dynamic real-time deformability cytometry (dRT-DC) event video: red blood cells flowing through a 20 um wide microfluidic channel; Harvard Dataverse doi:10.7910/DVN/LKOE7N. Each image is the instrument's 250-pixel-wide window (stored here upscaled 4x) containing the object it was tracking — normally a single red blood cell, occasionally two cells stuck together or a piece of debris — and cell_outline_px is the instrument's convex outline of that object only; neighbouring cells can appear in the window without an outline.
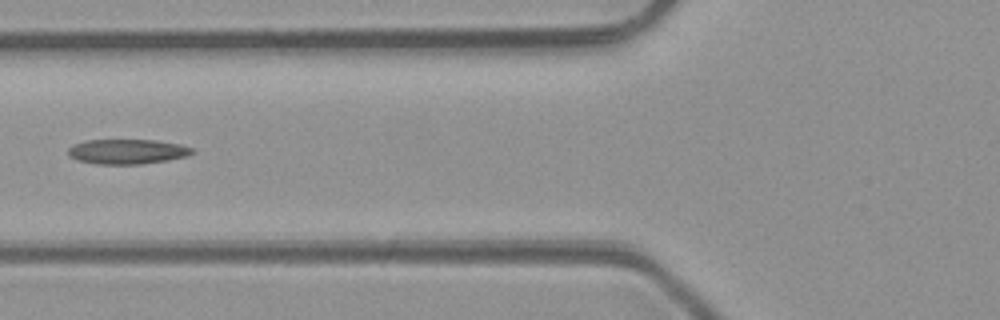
{"species": "common noctule bat (a hibernating species)", "species_latin": "Nyctalus noctula", "temperature_condition": "room temperature", "stored_images_in_passage": 7, "camera_frame_rate_fps": 3000, "um_per_image_px": 0.085, "animal": {"sex": "male", "body_mass_g": 23.1, "forearm_length_mm": 52.7}, "frame": {"image": 1, "passage_image": 6, "time_ms": 5.667, "image_size_px": [1000, 320], "cell_outline_px": [[196, 152], [188, 156], [168, 160], [140, 164], [96, 164], [76, 160], [68, 156], [68, 148], [72, 144], [84, 140], [156, 140], [180, 144], [192, 148]], "centroid_in_image_um": [10.8, 12.88], "position_along_channel_um": 115.0, "area_um2": 18.21}}
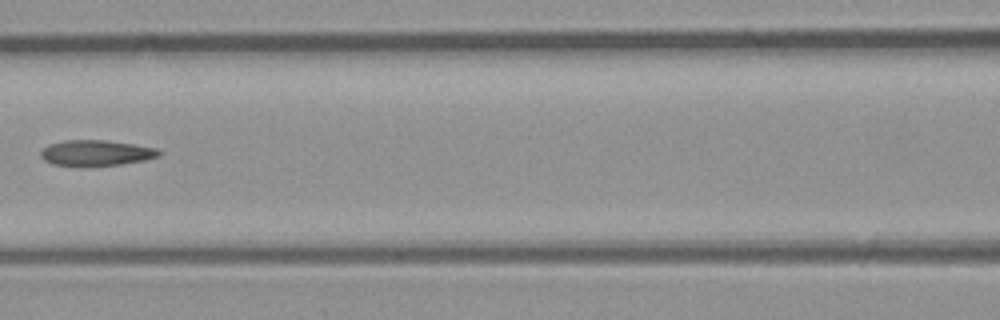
{"frame": {"image": 2, "passage_image": 7, "time_ms": 6.667, "image_size_px": [1000, 320], "cell_outline_px": [[160, 156], [144, 160], [120, 164], [52, 164], [44, 160], [40, 156], [40, 152], [48, 144], [64, 140], [104, 140], [132, 144], [156, 148], [160, 152]], "centroid_in_image_um": [8.16, 12.96], "position_along_channel_um": 158.4, "area_um2": 17.05}}